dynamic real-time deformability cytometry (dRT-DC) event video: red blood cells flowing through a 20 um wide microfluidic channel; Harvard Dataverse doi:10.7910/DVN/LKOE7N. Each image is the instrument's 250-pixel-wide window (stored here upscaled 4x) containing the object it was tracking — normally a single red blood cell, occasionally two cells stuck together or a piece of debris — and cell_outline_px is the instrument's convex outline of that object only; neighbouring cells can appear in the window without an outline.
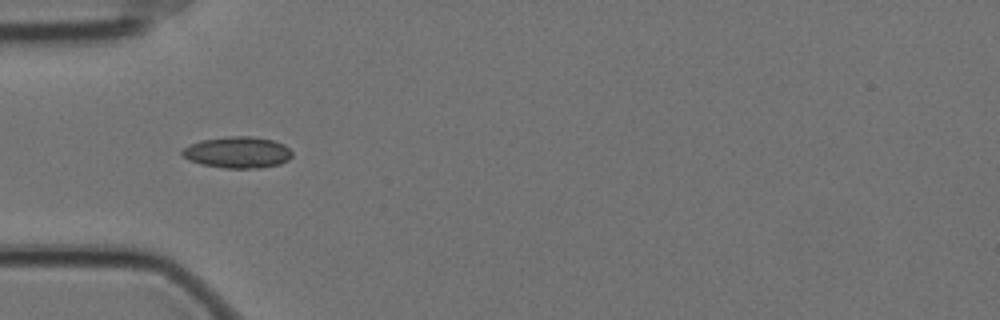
{"species": "Egyptian fruit bat (a non-hibernating species)", "species_latin": "Rousettus aegyptiacus", "temperature_condition": "cold", "stored_images_in_passage": 41, "camera_frame_rate_fps": 3000, "um_per_image_px": 0.085, "animal": {"sex": "female"}, "frame": {"image": 1, "passage_image": 1, "time_ms": 0.0, "image_size_px": [1000, 320], "cell_outline_px": [[292, 156], [288, 160], [280, 164], [260, 168], [224, 168], [200, 164], [188, 160], [180, 152], [184, 148], [200, 140], [224, 136], [252, 136], [272, 140], [284, 144], [292, 152]], "centroid_in_image_um": [20.19, 12.95], "position_along_channel_um": 64.8, "area_um2": 20.23}}
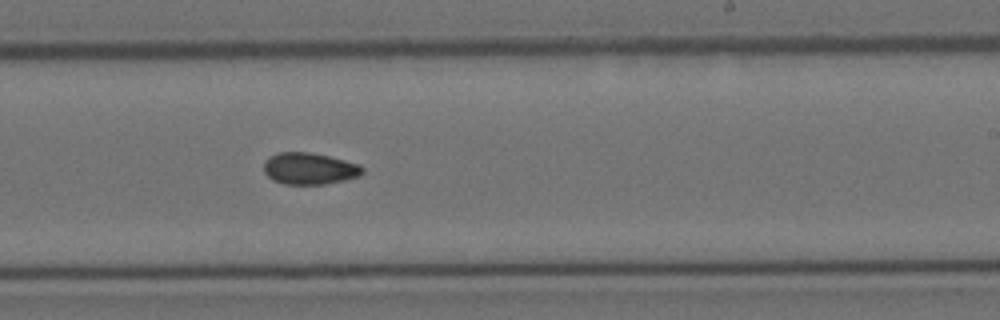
{"frame": {"image": 2, "passage_image": 18, "time_ms": 5.667, "image_size_px": [1000, 320], "cell_outline_px": [[364, 172], [360, 176], [344, 180], [324, 184], [284, 184], [272, 180], [264, 172], [264, 160], [268, 156], [276, 152], [308, 152], [328, 156], [360, 164], [364, 168]], "centroid_in_image_um": [26.28, 14.32], "position_along_channel_um": 262.7, "area_um2": 18.38}}
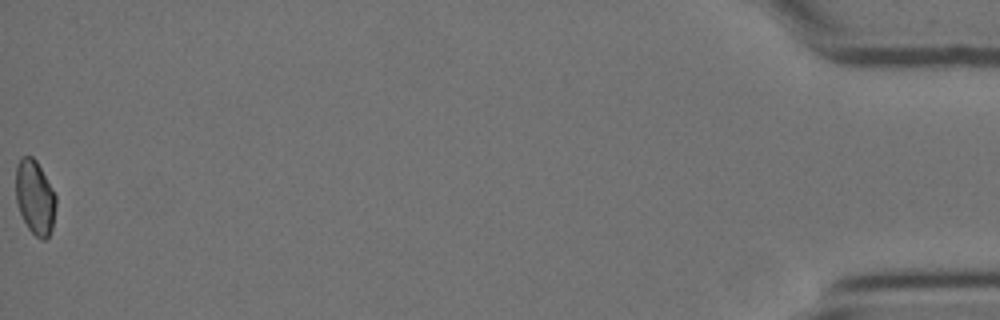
{"frame": {"image": 3, "passage_image": 41, "time_ms": 13.333, "image_size_px": [1000, 320], "cell_outline_px": [[56, 204], [52, 228], [48, 236], [44, 240], [40, 240], [28, 228], [20, 212], [16, 200], [16, 168], [20, 156], [32, 156], [36, 160], [52, 188], [56, 196]], "centroid_in_image_um": [2.97, 16.77], "position_along_channel_um": 432.2, "area_um2": 17.28}, "authors_computed_cell_mechanics": {"area_um2": 17.9758, "velocity_mm_per_s": 3.4986, "shape_relaxation_time_tau1_ms": null, "shape_relaxation_time_tau2_ms": 5.0009, "deformation_change_tau1": null, "deformation_change_tau2": 0.0727}}